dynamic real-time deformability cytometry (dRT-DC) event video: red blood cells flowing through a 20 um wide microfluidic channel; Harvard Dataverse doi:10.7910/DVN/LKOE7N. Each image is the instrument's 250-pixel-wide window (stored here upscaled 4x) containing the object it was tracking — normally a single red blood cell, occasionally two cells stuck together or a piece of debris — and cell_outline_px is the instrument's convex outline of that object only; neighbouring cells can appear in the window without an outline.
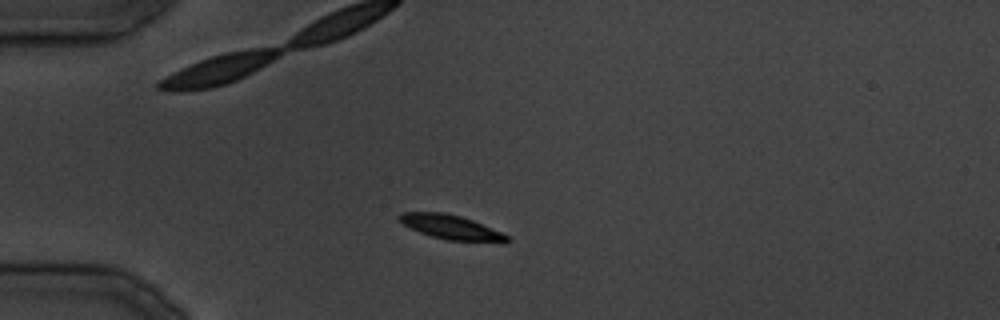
{"species": "common noctule bat (a hibernating species)", "species_latin": "Nyctalus noctula", "temperature_condition": "cold", "stored_images_in_passage": 26, "camera_frame_rate_fps": 3000, "um_per_image_px": 0.085, "animal": {"sex": "male", "body_mass_g": 19.5, "forearm_length_mm": 54.6}, "frame": {"image": 1, "passage_image": 1, "time_ms": 0.0, "image_size_px": [1000, 320], "cell_outline_px": [[512, 240], [508, 244], [500, 244], [448, 240], [432, 236], [420, 232], [396, 220], [396, 216], [400, 212], [444, 212], [460, 216], [472, 220], [512, 236]], "centroid_in_image_um": [38.46, 19.35], "position_along_channel_um": 46.5, "area_um2": 15.9}}
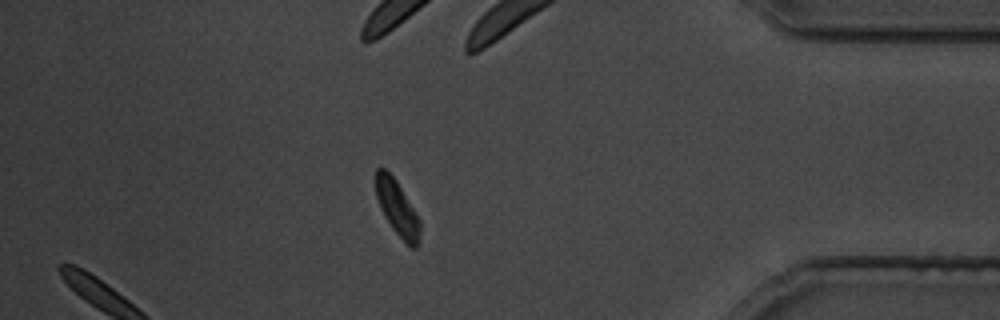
{"frame": {"image": 2, "passage_image": 22, "time_ms": 26.333, "image_size_px": [1000, 320], "cell_outline_px": [[420, 240], [416, 248], [412, 248], [392, 228], [384, 216], [380, 208], [376, 196], [376, 168], [384, 168], [396, 180], [420, 220]], "centroid_in_image_um": [33.76, 17.69], "position_along_channel_um": 401.4, "area_um2": 13.93}}